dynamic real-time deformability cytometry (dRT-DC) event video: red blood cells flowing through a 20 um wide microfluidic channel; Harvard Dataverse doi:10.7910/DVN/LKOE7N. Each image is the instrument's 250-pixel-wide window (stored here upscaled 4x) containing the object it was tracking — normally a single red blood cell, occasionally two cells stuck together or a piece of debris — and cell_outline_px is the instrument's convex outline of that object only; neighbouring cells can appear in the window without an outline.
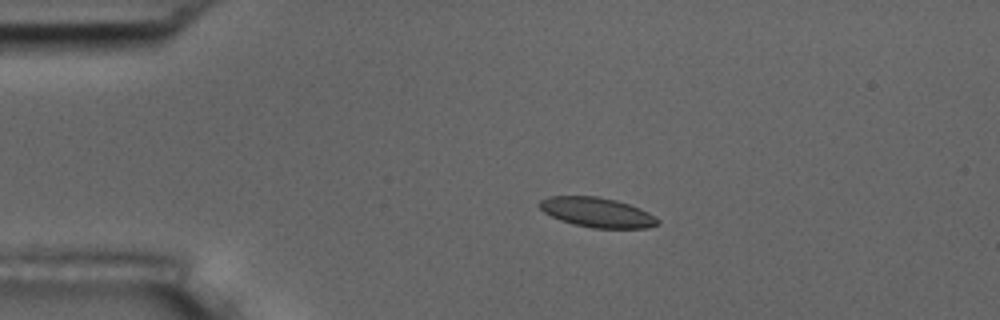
{"species": "common noctule bat (a hibernating species)", "species_latin": "Nyctalus noctula", "temperature_condition": "room temperature", "stored_images_in_passage": 7, "camera_frame_rate_fps": 3000, "um_per_image_px": 0.085, "animal": {"sex": "male", "body_mass_g": 17.5, "forearm_length_mm": 52.3}, "frame": {"image": 1, "passage_image": 2, "time_ms": 2.333, "image_size_px": [1000, 320], "cell_outline_px": [[660, 224], [644, 228], [592, 228], [560, 220], [544, 212], [536, 204], [540, 200], [548, 196], [596, 196], [616, 200], [640, 208], [648, 212], [660, 220]], "centroid_in_image_um": [50.74, 18.04], "position_along_channel_um": 34.3, "area_um2": 20.46}}
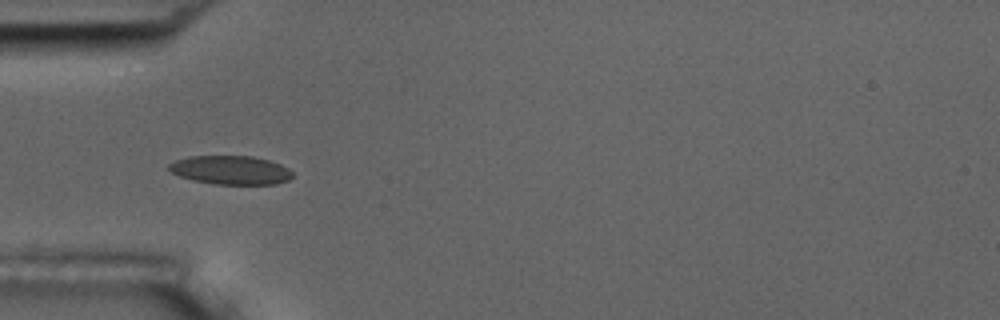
{"frame": {"image": 2, "passage_image": 4, "time_ms": 4.333, "image_size_px": [1000, 320], "cell_outline_px": [[292, 176], [288, 180], [276, 184], [212, 184], [192, 180], [180, 176], [172, 172], [168, 168], [168, 164], [176, 160], [188, 156], [252, 156], [268, 160], [280, 164], [288, 168], [292, 172]], "centroid_in_image_um": [19.59, 14.45], "position_along_channel_um": 65.4, "area_um2": 20.69}}
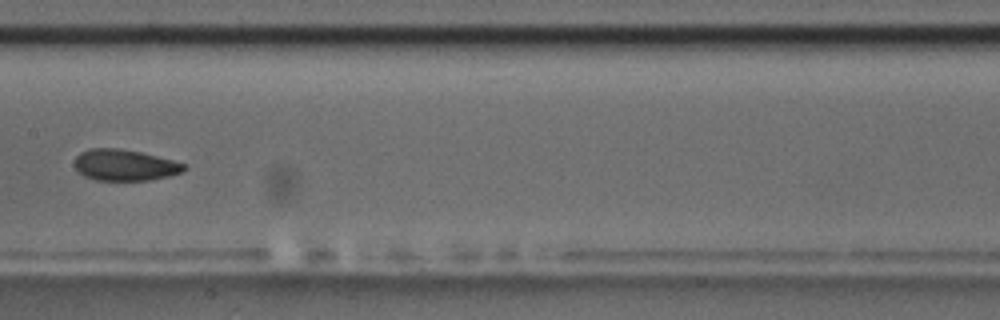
{"frame": {"image": 3, "passage_image": 7, "time_ms": 8.0, "image_size_px": [1000, 320], "cell_outline_px": [[188, 168], [180, 172], [168, 176], [148, 180], [96, 180], [84, 176], [76, 168], [76, 156], [80, 152], [88, 148], [116, 148], [140, 152], [172, 160], [184, 164]], "centroid_in_image_um": [10.58, 14.03], "position_along_channel_um": 196.8, "area_um2": 19.65}}